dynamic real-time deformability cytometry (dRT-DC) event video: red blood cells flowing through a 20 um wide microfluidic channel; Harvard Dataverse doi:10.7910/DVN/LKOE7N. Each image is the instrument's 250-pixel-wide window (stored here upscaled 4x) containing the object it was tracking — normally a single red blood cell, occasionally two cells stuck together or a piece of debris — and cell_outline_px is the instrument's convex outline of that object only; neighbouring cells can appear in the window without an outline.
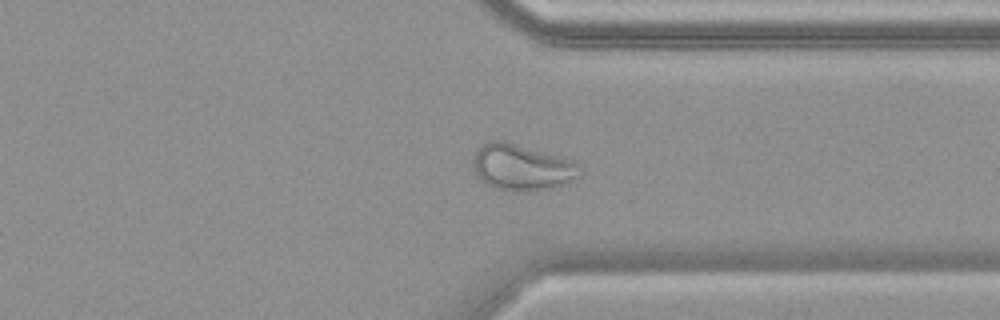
{"species": "common noctule bat (a hibernating species)", "species_latin": "Nyctalus noctula", "temperature_condition": "warm", "stored_images_in_passage": 54, "camera_frame_rate_fps": 3000, "um_per_image_px": 0.085, "animal": {"sex": "female", "body_mass_g": 19.9}, "frame": {"image": 1, "passage_image": 42, "time_ms": 13.667, "image_size_px": [1000, 320], "cell_outline_px": [[580, 176], [552, 188], [520, 192], [496, 188], [488, 184], [476, 172], [476, 152], [488, 140], [504, 140], [572, 160], [576, 164]], "centroid_in_image_um": [44.38, 14.21], "position_along_channel_um": 367.0, "area_um2": 27.74}}
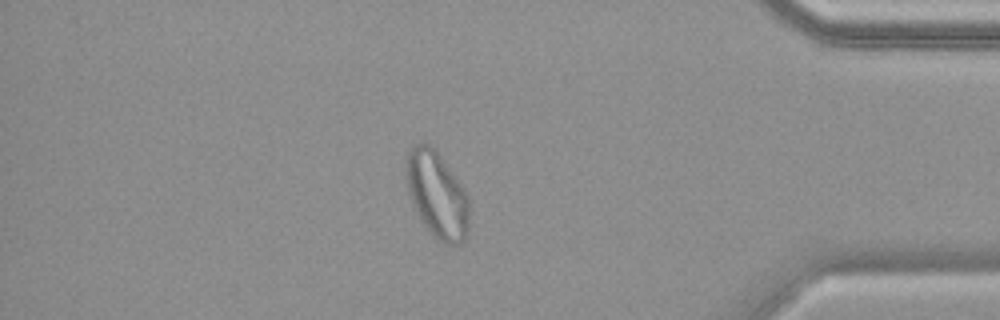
{"frame": {"image": 2, "passage_image": 47, "time_ms": 15.333, "image_size_px": [1000, 320], "cell_outline_px": [[472, 212], [468, 232], [464, 240], [460, 244], [444, 244], [436, 240], [432, 236], [424, 224], [412, 204], [408, 192], [404, 168], [404, 160], [412, 144], [428, 144], [436, 148], [460, 184], [468, 200]], "centroid_in_image_um": [37.14, 16.56], "position_along_channel_um": 398.1, "area_um2": 32.37}}